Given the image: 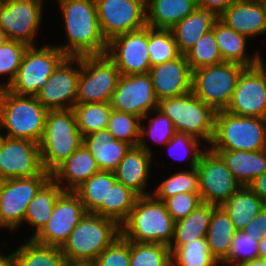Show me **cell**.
Segmentation results:
<instances>
[{
  "instance_id": "9",
  "label": "cell",
  "mask_w": 266,
  "mask_h": 266,
  "mask_svg": "<svg viewBox=\"0 0 266 266\" xmlns=\"http://www.w3.org/2000/svg\"><path fill=\"white\" fill-rule=\"evenodd\" d=\"M246 67L231 62L192 71V92L216 112L225 110Z\"/></svg>"
},
{
  "instance_id": "29",
  "label": "cell",
  "mask_w": 266,
  "mask_h": 266,
  "mask_svg": "<svg viewBox=\"0 0 266 266\" xmlns=\"http://www.w3.org/2000/svg\"><path fill=\"white\" fill-rule=\"evenodd\" d=\"M196 8V0H146V24L154 29H171Z\"/></svg>"
},
{
  "instance_id": "2",
  "label": "cell",
  "mask_w": 266,
  "mask_h": 266,
  "mask_svg": "<svg viewBox=\"0 0 266 266\" xmlns=\"http://www.w3.org/2000/svg\"><path fill=\"white\" fill-rule=\"evenodd\" d=\"M174 223L164 202L153 195L140 196L128 218L120 225L121 235L131 242L170 246Z\"/></svg>"
},
{
  "instance_id": "11",
  "label": "cell",
  "mask_w": 266,
  "mask_h": 266,
  "mask_svg": "<svg viewBox=\"0 0 266 266\" xmlns=\"http://www.w3.org/2000/svg\"><path fill=\"white\" fill-rule=\"evenodd\" d=\"M51 177L47 171L33 177L2 180L0 184V227L18 229L24 221L29 202Z\"/></svg>"
},
{
  "instance_id": "55",
  "label": "cell",
  "mask_w": 266,
  "mask_h": 266,
  "mask_svg": "<svg viewBox=\"0 0 266 266\" xmlns=\"http://www.w3.org/2000/svg\"><path fill=\"white\" fill-rule=\"evenodd\" d=\"M63 266H93L90 261H69L66 260Z\"/></svg>"
},
{
  "instance_id": "31",
  "label": "cell",
  "mask_w": 266,
  "mask_h": 266,
  "mask_svg": "<svg viewBox=\"0 0 266 266\" xmlns=\"http://www.w3.org/2000/svg\"><path fill=\"white\" fill-rule=\"evenodd\" d=\"M64 190L51 177L40 187L29 202L24 216V222L35 227L30 239L37 235L52 215L56 200Z\"/></svg>"
},
{
  "instance_id": "58",
  "label": "cell",
  "mask_w": 266,
  "mask_h": 266,
  "mask_svg": "<svg viewBox=\"0 0 266 266\" xmlns=\"http://www.w3.org/2000/svg\"><path fill=\"white\" fill-rule=\"evenodd\" d=\"M5 139H6V136L3 135L2 133H0V152H1L2 146L5 142Z\"/></svg>"
},
{
  "instance_id": "57",
  "label": "cell",
  "mask_w": 266,
  "mask_h": 266,
  "mask_svg": "<svg viewBox=\"0 0 266 266\" xmlns=\"http://www.w3.org/2000/svg\"><path fill=\"white\" fill-rule=\"evenodd\" d=\"M8 40L6 34L0 28V45L4 44Z\"/></svg>"
},
{
  "instance_id": "35",
  "label": "cell",
  "mask_w": 266,
  "mask_h": 266,
  "mask_svg": "<svg viewBox=\"0 0 266 266\" xmlns=\"http://www.w3.org/2000/svg\"><path fill=\"white\" fill-rule=\"evenodd\" d=\"M12 252L16 266H63L66 261L60 247L44 246L29 239Z\"/></svg>"
},
{
  "instance_id": "1",
  "label": "cell",
  "mask_w": 266,
  "mask_h": 266,
  "mask_svg": "<svg viewBox=\"0 0 266 266\" xmlns=\"http://www.w3.org/2000/svg\"><path fill=\"white\" fill-rule=\"evenodd\" d=\"M58 4L68 42L57 47L71 57L106 54L108 41L100 28L95 0H58Z\"/></svg>"
},
{
  "instance_id": "27",
  "label": "cell",
  "mask_w": 266,
  "mask_h": 266,
  "mask_svg": "<svg viewBox=\"0 0 266 266\" xmlns=\"http://www.w3.org/2000/svg\"><path fill=\"white\" fill-rule=\"evenodd\" d=\"M117 182L114 172L98 171L77 187L79 196L87 213L108 218V194L110 185Z\"/></svg>"
},
{
  "instance_id": "43",
  "label": "cell",
  "mask_w": 266,
  "mask_h": 266,
  "mask_svg": "<svg viewBox=\"0 0 266 266\" xmlns=\"http://www.w3.org/2000/svg\"><path fill=\"white\" fill-rule=\"evenodd\" d=\"M154 113H156V116L150 118L148 127H143L142 125H140V137L138 146H140L148 153L152 152L146 144V142H148L147 140L152 139L153 141H155V143L165 145L173 138L174 134L176 133L173 122L167 115L163 114L158 109H155L149 114ZM147 136H149L150 139L145 138Z\"/></svg>"
},
{
  "instance_id": "5",
  "label": "cell",
  "mask_w": 266,
  "mask_h": 266,
  "mask_svg": "<svg viewBox=\"0 0 266 266\" xmlns=\"http://www.w3.org/2000/svg\"><path fill=\"white\" fill-rule=\"evenodd\" d=\"M120 235L115 220L86 213L60 249L66 260L92 262Z\"/></svg>"
},
{
  "instance_id": "45",
  "label": "cell",
  "mask_w": 266,
  "mask_h": 266,
  "mask_svg": "<svg viewBox=\"0 0 266 266\" xmlns=\"http://www.w3.org/2000/svg\"><path fill=\"white\" fill-rule=\"evenodd\" d=\"M255 236L245 234L243 231H236L232 239L228 256L221 262L231 266L258 259V243Z\"/></svg>"
},
{
  "instance_id": "60",
  "label": "cell",
  "mask_w": 266,
  "mask_h": 266,
  "mask_svg": "<svg viewBox=\"0 0 266 266\" xmlns=\"http://www.w3.org/2000/svg\"><path fill=\"white\" fill-rule=\"evenodd\" d=\"M220 264H221L222 266H223V265H224V266H231V265H227V264H225V263H221V262H220Z\"/></svg>"
},
{
  "instance_id": "20",
  "label": "cell",
  "mask_w": 266,
  "mask_h": 266,
  "mask_svg": "<svg viewBox=\"0 0 266 266\" xmlns=\"http://www.w3.org/2000/svg\"><path fill=\"white\" fill-rule=\"evenodd\" d=\"M44 171L39 143L6 137L0 152V179L33 177Z\"/></svg>"
},
{
  "instance_id": "33",
  "label": "cell",
  "mask_w": 266,
  "mask_h": 266,
  "mask_svg": "<svg viewBox=\"0 0 266 266\" xmlns=\"http://www.w3.org/2000/svg\"><path fill=\"white\" fill-rule=\"evenodd\" d=\"M236 229L230 216L222 206H217L212 214L206 233L209 251L222 262L229 254Z\"/></svg>"
},
{
  "instance_id": "40",
  "label": "cell",
  "mask_w": 266,
  "mask_h": 266,
  "mask_svg": "<svg viewBox=\"0 0 266 266\" xmlns=\"http://www.w3.org/2000/svg\"><path fill=\"white\" fill-rule=\"evenodd\" d=\"M185 56L192 71L223 63L220 48L212 30L202 35Z\"/></svg>"
},
{
  "instance_id": "56",
  "label": "cell",
  "mask_w": 266,
  "mask_h": 266,
  "mask_svg": "<svg viewBox=\"0 0 266 266\" xmlns=\"http://www.w3.org/2000/svg\"><path fill=\"white\" fill-rule=\"evenodd\" d=\"M239 266H266V260L265 259H256V260H252L250 262L241 264Z\"/></svg>"
},
{
  "instance_id": "10",
  "label": "cell",
  "mask_w": 266,
  "mask_h": 266,
  "mask_svg": "<svg viewBox=\"0 0 266 266\" xmlns=\"http://www.w3.org/2000/svg\"><path fill=\"white\" fill-rule=\"evenodd\" d=\"M120 75L106 54L81 56L76 103L110 102Z\"/></svg>"
},
{
  "instance_id": "54",
  "label": "cell",
  "mask_w": 266,
  "mask_h": 266,
  "mask_svg": "<svg viewBox=\"0 0 266 266\" xmlns=\"http://www.w3.org/2000/svg\"><path fill=\"white\" fill-rule=\"evenodd\" d=\"M258 259L266 260V236L258 243Z\"/></svg>"
},
{
  "instance_id": "15",
  "label": "cell",
  "mask_w": 266,
  "mask_h": 266,
  "mask_svg": "<svg viewBox=\"0 0 266 266\" xmlns=\"http://www.w3.org/2000/svg\"><path fill=\"white\" fill-rule=\"evenodd\" d=\"M104 38H111L145 27L146 0H95Z\"/></svg>"
},
{
  "instance_id": "12",
  "label": "cell",
  "mask_w": 266,
  "mask_h": 266,
  "mask_svg": "<svg viewBox=\"0 0 266 266\" xmlns=\"http://www.w3.org/2000/svg\"><path fill=\"white\" fill-rule=\"evenodd\" d=\"M196 168L202 203L222 206L241 187L221 156L210 148L203 150Z\"/></svg>"
},
{
  "instance_id": "39",
  "label": "cell",
  "mask_w": 266,
  "mask_h": 266,
  "mask_svg": "<svg viewBox=\"0 0 266 266\" xmlns=\"http://www.w3.org/2000/svg\"><path fill=\"white\" fill-rule=\"evenodd\" d=\"M130 266H171V251L164 244L130 241Z\"/></svg>"
},
{
  "instance_id": "32",
  "label": "cell",
  "mask_w": 266,
  "mask_h": 266,
  "mask_svg": "<svg viewBox=\"0 0 266 266\" xmlns=\"http://www.w3.org/2000/svg\"><path fill=\"white\" fill-rule=\"evenodd\" d=\"M216 205L201 203L184 219L174 223V237L169 247H181L194 240L206 238V233Z\"/></svg>"
},
{
  "instance_id": "46",
  "label": "cell",
  "mask_w": 266,
  "mask_h": 266,
  "mask_svg": "<svg viewBox=\"0 0 266 266\" xmlns=\"http://www.w3.org/2000/svg\"><path fill=\"white\" fill-rule=\"evenodd\" d=\"M28 47L27 44L14 40H7L0 45V76L9 75L8 83H0V89L6 88L14 80Z\"/></svg>"
},
{
  "instance_id": "48",
  "label": "cell",
  "mask_w": 266,
  "mask_h": 266,
  "mask_svg": "<svg viewBox=\"0 0 266 266\" xmlns=\"http://www.w3.org/2000/svg\"><path fill=\"white\" fill-rule=\"evenodd\" d=\"M93 266H130V241L122 235L92 261Z\"/></svg>"
},
{
  "instance_id": "7",
  "label": "cell",
  "mask_w": 266,
  "mask_h": 266,
  "mask_svg": "<svg viewBox=\"0 0 266 266\" xmlns=\"http://www.w3.org/2000/svg\"><path fill=\"white\" fill-rule=\"evenodd\" d=\"M158 110L171 119L176 132L186 133L208 144L211 143L216 111L196 97L192 91L158 101Z\"/></svg>"
},
{
  "instance_id": "59",
  "label": "cell",
  "mask_w": 266,
  "mask_h": 266,
  "mask_svg": "<svg viewBox=\"0 0 266 266\" xmlns=\"http://www.w3.org/2000/svg\"><path fill=\"white\" fill-rule=\"evenodd\" d=\"M5 3H6V0H0V13L2 9L4 8Z\"/></svg>"
},
{
  "instance_id": "36",
  "label": "cell",
  "mask_w": 266,
  "mask_h": 266,
  "mask_svg": "<svg viewBox=\"0 0 266 266\" xmlns=\"http://www.w3.org/2000/svg\"><path fill=\"white\" fill-rule=\"evenodd\" d=\"M73 111L80 134L84 137L107 128L112 108L110 102L76 103Z\"/></svg>"
},
{
  "instance_id": "42",
  "label": "cell",
  "mask_w": 266,
  "mask_h": 266,
  "mask_svg": "<svg viewBox=\"0 0 266 266\" xmlns=\"http://www.w3.org/2000/svg\"><path fill=\"white\" fill-rule=\"evenodd\" d=\"M143 119L129 113L111 111L107 130L116 140L127 142L131 146H137L140 137V125Z\"/></svg>"
},
{
  "instance_id": "28",
  "label": "cell",
  "mask_w": 266,
  "mask_h": 266,
  "mask_svg": "<svg viewBox=\"0 0 266 266\" xmlns=\"http://www.w3.org/2000/svg\"><path fill=\"white\" fill-rule=\"evenodd\" d=\"M218 153L241 186H249L266 172V149L261 151L212 150Z\"/></svg>"
},
{
  "instance_id": "41",
  "label": "cell",
  "mask_w": 266,
  "mask_h": 266,
  "mask_svg": "<svg viewBox=\"0 0 266 266\" xmlns=\"http://www.w3.org/2000/svg\"><path fill=\"white\" fill-rule=\"evenodd\" d=\"M178 193H199L197 168L190 171H180L165 179L152 195L159 201L164 202L167 198Z\"/></svg>"
},
{
  "instance_id": "38",
  "label": "cell",
  "mask_w": 266,
  "mask_h": 266,
  "mask_svg": "<svg viewBox=\"0 0 266 266\" xmlns=\"http://www.w3.org/2000/svg\"><path fill=\"white\" fill-rule=\"evenodd\" d=\"M148 53L151 67L180 55L171 29H154L148 26Z\"/></svg>"
},
{
  "instance_id": "14",
  "label": "cell",
  "mask_w": 266,
  "mask_h": 266,
  "mask_svg": "<svg viewBox=\"0 0 266 266\" xmlns=\"http://www.w3.org/2000/svg\"><path fill=\"white\" fill-rule=\"evenodd\" d=\"M110 105L113 110L146 119L149 113L158 109L149 73L120 75Z\"/></svg>"
},
{
  "instance_id": "47",
  "label": "cell",
  "mask_w": 266,
  "mask_h": 266,
  "mask_svg": "<svg viewBox=\"0 0 266 266\" xmlns=\"http://www.w3.org/2000/svg\"><path fill=\"white\" fill-rule=\"evenodd\" d=\"M197 137L186 133L176 132L173 138L165 144L167 146L170 157L176 160H187L189 157L190 168L197 167L200 155L203 151H201L198 147L201 141H199ZM175 150V151H174ZM179 150V151H178ZM183 151V154H181ZM177 152V153H176ZM180 154V155H178ZM186 156H185V155ZM182 155V157H181Z\"/></svg>"
},
{
  "instance_id": "3",
  "label": "cell",
  "mask_w": 266,
  "mask_h": 266,
  "mask_svg": "<svg viewBox=\"0 0 266 266\" xmlns=\"http://www.w3.org/2000/svg\"><path fill=\"white\" fill-rule=\"evenodd\" d=\"M82 144L73 109L48 110L39 142L43 169L51 174Z\"/></svg>"
},
{
  "instance_id": "13",
  "label": "cell",
  "mask_w": 266,
  "mask_h": 266,
  "mask_svg": "<svg viewBox=\"0 0 266 266\" xmlns=\"http://www.w3.org/2000/svg\"><path fill=\"white\" fill-rule=\"evenodd\" d=\"M240 117L266 118V62L246 67L224 110Z\"/></svg>"
},
{
  "instance_id": "30",
  "label": "cell",
  "mask_w": 266,
  "mask_h": 266,
  "mask_svg": "<svg viewBox=\"0 0 266 266\" xmlns=\"http://www.w3.org/2000/svg\"><path fill=\"white\" fill-rule=\"evenodd\" d=\"M217 18L213 12L196 8L191 14L176 23L171 31L179 53L185 55L202 35L211 30Z\"/></svg>"
},
{
  "instance_id": "49",
  "label": "cell",
  "mask_w": 266,
  "mask_h": 266,
  "mask_svg": "<svg viewBox=\"0 0 266 266\" xmlns=\"http://www.w3.org/2000/svg\"><path fill=\"white\" fill-rule=\"evenodd\" d=\"M167 212L174 222L184 219L193 212L201 203L199 193H178L164 201Z\"/></svg>"
},
{
  "instance_id": "44",
  "label": "cell",
  "mask_w": 266,
  "mask_h": 266,
  "mask_svg": "<svg viewBox=\"0 0 266 266\" xmlns=\"http://www.w3.org/2000/svg\"><path fill=\"white\" fill-rule=\"evenodd\" d=\"M139 196L120 182L110 185L108 194V218L121 225L134 208Z\"/></svg>"
},
{
  "instance_id": "16",
  "label": "cell",
  "mask_w": 266,
  "mask_h": 266,
  "mask_svg": "<svg viewBox=\"0 0 266 266\" xmlns=\"http://www.w3.org/2000/svg\"><path fill=\"white\" fill-rule=\"evenodd\" d=\"M86 213L74 191H63L56 200L48 222L32 240L44 246L61 247Z\"/></svg>"
},
{
  "instance_id": "37",
  "label": "cell",
  "mask_w": 266,
  "mask_h": 266,
  "mask_svg": "<svg viewBox=\"0 0 266 266\" xmlns=\"http://www.w3.org/2000/svg\"><path fill=\"white\" fill-rule=\"evenodd\" d=\"M171 266H218L220 262L209 251L206 238H200L181 247H169Z\"/></svg>"
},
{
  "instance_id": "24",
  "label": "cell",
  "mask_w": 266,
  "mask_h": 266,
  "mask_svg": "<svg viewBox=\"0 0 266 266\" xmlns=\"http://www.w3.org/2000/svg\"><path fill=\"white\" fill-rule=\"evenodd\" d=\"M98 171L100 170L94 157L87 147L82 144L51 173V178L64 191H74ZM65 181L67 182L65 183Z\"/></svg>"
},
{
  "instance_id": "25",
  "label": "cell",
  "mask_w": 266,
  "mask_h": 266,
  "mask_svg": "<svg viewBox=\"0 0 266 266\" xmlns=\"http://www.w3.org/2000/svg\"><path fill=\"white\" fill-rule=\"evenodd\" d=\"M83 144L94 157L100 171L114 172L131 145L116 140L107 129L83 137Z\"/></svg>"
},
{
  "instance_id": "4",
  "label": "cell",
  "mask_w": 266,
  "mask_h": 266,
  "mask_svg": "<svg viewBox=\"0 0 266 266\" xmlns=\"http://www.w3.org/2000/svg\"><path fill=\"white\" fill-rule=\"evenodd\" d=\"M47 112L36 96H19L0 89V130L7 129L6 137L39 143Z\"/></svg>"
},
{
  "instance_id": "8",
  "label": "cell",
  "mask_w": 266,
  "mask_h": 266,
  "mask_svg": "<svg viewBox=\"0 0 266 266\" xmlns=\"http://www.w3.org/2000/svg\"><path fill=\"white\" fill-rule=\"evenodd\" d=\"M66 57L55 45L47 44L40 49L29 46L14 80L6 89L19 96H36Z\"/></svg>"
},
{
  "instance_id": "22",
  "label": "cell",
  "mask_w": 266,
  "mask_h": 266,
  "mask_svg": "<svg viewBox=\"0 0 266 266\" xmlns=\"http://www.w3.org/2000/svg\"><path fill=\"white\" fill-rule=\"evenodd\" d=\"M218 18L234 31L249 38L264 35L266 33V2L234 0Z\"/></svg>"
},
{
  "instance_id": "21",
  "label": "cell",
  "mask_w": 266,
  "mask_h": 266,
  "mask_svg": "<svg viewBox=\"0 0 266 266\" xmlns=\"http://www.w3.org/2000/svg\"><path fill=\"white\" fill-rule=\"evenodd\" d=\"M148 73L158 101L192 91V70L185 55L153 66Z\"/></svg>"
},
{
  "instance_id": "50",
  "label": "cell",
  "mask_w": 266,
  "mask_h": 266,
  "mask_svg": "<svg viewBox=\"0 0 266 266\" xmlns=\"http://www.w3.org/2000/svg\"><path fill=\"white\" fill-rule=\"evenodd\" d=\"M243 232L255 236L257 241L266 236V206L245 226Z\"/></svg>"
},
{
  "instance_id": "6",
  "label": "cell",
  "mask_w": 266,
  "mask_h": 266,
  "mask_svg": "<svg viewBox=\"0 0 266 266\" xmlns=\"http://www.w3.org/2000/svg\"><path fill=\"white\" fill-rule=\"evenodd\" d=\"M210 144L211 150H265L266 118L240 117L224 110L217 111Z\"/></svg>"
},
{
  "instance_id": "26",
  "label": "cell",
  "mask_w": 266,
  "mask_h": 266,
  "mask_svg": "<svg viewBox=\"0 0 266 266\" xmlns=\"http://www.w3.org/2000/svg\"><path fill=\"white\" fill-rule=\"evenodd\" d=\"M211 30L214 33L216 43L220 48V55L223 62L237 63L244 67L258 65L263 59L259 52L252 55L246 53V42L248 37L234 31L219 18H217ZM251 57V58H250Z\"/></svg>"
},
{
  "instance_id": "17",
  "label": "cell",
  "mask_w": 266,
  "mask_h": 266,
  "mask_svg": "<svg viewBox=\"0 0 266 266\" xmlns=\"http://www.w3.org/2000/svg\"><path fill=\"white\" fill-rule=\"evenodd\" d=\"M106 55L121 75L148 73V26L119 34L108 41Z\"/></svg>"
},
{
  "instance_id": "53",
  "label": "cell",
  "mask_w": 266,
  "mask_h": 266,
  "mask_svg": "<svg viewBox=\"0 0 266 266\" xmlns=\"http://www.w3.org/2000/svg\"><path fill=\"white\" fill-rule=\"evenodd\" d=\"M0 266H16L12 252L5 256L0 253Z\"/></svg>"
},
{
  "instance_id": "23",
  "label": "cell",
  "mask_w": 266,
  "mask_h": 266,
  "mask_svg": "<svg viewBox=\"0 0 266 266\" xmlns=\"http://www.w3.org/2000/svg\"><path fill=\"white\" fill-rule=\"evenodd\" d=\"M152 153L146 152L140 146H131L114 171L117 182L134 191L139 197L150 193L144 188L148 185Z\"/></svg>"
},
{
  "instance_id": "19",
  "label": "cell",
  "mask_w": 266,
  "mask_h": 266,
  "mask_svg": "<svg viewBox=\"0 0 266 266\" xmlns=\"http://www.w3.org/2000/svg\"><path fill=\"white\" fill-rule=\"evenodd\" d=\"M43 0H6L0 13V28L8 40L34 46L42 20Z\"/></svg>"
},
{
  "instance_id": "34",
  "label": "cell",
  "mask_w": 266,
  "mask_h": 266,
  "mask_svg": "<svg viewBox=\"0 0 266 266\" xmlns=\"http://www.w3.org/2000/svg\"><path fill=\"white\" fill-rule=\"evenodd\" d=\"M265 206V203L248 186H241L222 205L230 216L236 231H243Z\"/></svg>"
},
{
  "instance_id": "18",
  "label": "cell",
  "mask_w": 266,
  "mask_h": 266,
  "mask_svg": "<svg viewBox=\"0 0 266 266\" xmlns=\"http://www.w3.org/2000/svg\"><path fill=\"white\" fill-rule=\"evenodd\" d=\"M74 61L77 66L73 67L71 64ZM80 69L81 56H67L48 78L44 87L39 90L36 95L37 100L47 110L73 109L76 104Z\"/></svg>"
},
{
  "instance_id": "52",
  "label": "cell",
  "mask_w": 266,
  "mask_h": 266,
  "mask_svg": "<svg viewBox=\"0 0 266 266\" xmlns=\"http://www.w3.org/2000/svg\"><path fill=\"white\" fill-rule=\"evenodd\" d=\"M266 205V172L256 177L248 186Z\"/></svg>"
},
{
  "instance_id": "51",
  "label": "cell",
  "mask_w": 266,
  "mask_h": 266,
  "mask_svg": "<svg viewBox=\"0 0 266 266\" xmlns=\"http://www.w3.org/2000/svg\"><path fill=\"white\" fill-rule=\"evenodd\" d=\"M233 2L234 0H196L197 8L213 12L217 17Z\"/></svg>"
}]
</instances>
